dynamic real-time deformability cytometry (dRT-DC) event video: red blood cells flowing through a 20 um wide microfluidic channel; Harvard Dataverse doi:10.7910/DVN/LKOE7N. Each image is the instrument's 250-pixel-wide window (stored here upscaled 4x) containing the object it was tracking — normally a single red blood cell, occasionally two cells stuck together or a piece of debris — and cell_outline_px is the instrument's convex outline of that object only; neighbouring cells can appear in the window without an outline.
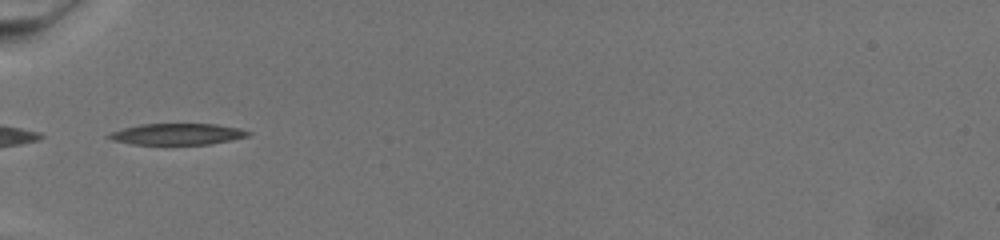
{"species": "common noctule bat (a hibernating species)", "species_latin": "Nyctalus noctula", "temperature_condition": "warm", "stored_images_in_passage": 45, "camera_frame_rate_fps": 3000, "um_per_image_px": 0.085, "animal": {"sex": "female", "body_mass_g": 19.5, "forearm_length_mm": 54.1}, "frame": {"image": 1, "passage_image": 1, "time_ms": 0.0, "image_size_px": [1000, 240], "cell_outline_px": [[252, 132], [248, 136], [232, 140], [208, 144], [168, 148], [132, 144], [112, 140], [104, 136], [108, 132], [140, 124], [216, 124], [240, 128]], "centroid_in_image_um": [15.01, 11.45], "position_along_channel_um": 70.0, "area_um2": 18.44}}
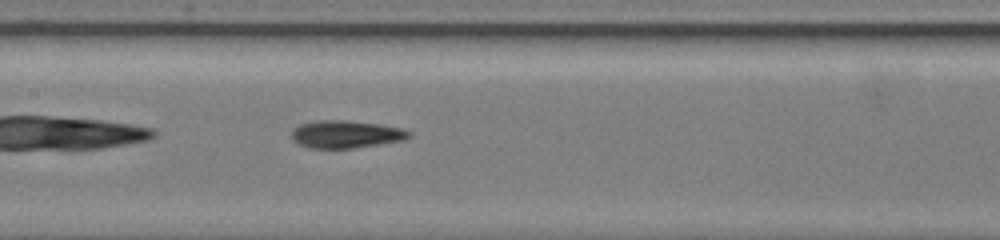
{"frame": {"image": 2, "passage_image": 12, "time_ms": 3.667, "image_size_px": [1000, 240], "cell_outline_px": [[412, 136], [404, 140], [380, 144], [352, 148], [308, 148], [296, 144], [292, 140], [292, 128], [300, 124], [316, 120], [344, 120], [380, 124], [404, 128], [412, 132]], "centroid_in_image_um": [29.4, 11.41], "position_along_channel_um": 178.0, "area_um2": 19.19}}
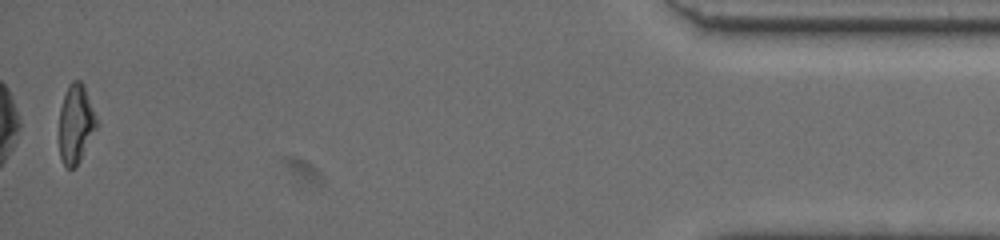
{"frame": {"image": 3, "passage_image": 44, "time_ms": 14.333, "image_size_px": [1000, 240], "cell_outline_px": [[100, 124], [76, 168], [64, 168], [60, 156], [60, 108], [68, 84], [72, 80], [80, 80], [84, 84]], "centroid_in_image_um": [6.48, 10.54], "position_along_channel_um": 428.7, "area_um2": 17.63}}